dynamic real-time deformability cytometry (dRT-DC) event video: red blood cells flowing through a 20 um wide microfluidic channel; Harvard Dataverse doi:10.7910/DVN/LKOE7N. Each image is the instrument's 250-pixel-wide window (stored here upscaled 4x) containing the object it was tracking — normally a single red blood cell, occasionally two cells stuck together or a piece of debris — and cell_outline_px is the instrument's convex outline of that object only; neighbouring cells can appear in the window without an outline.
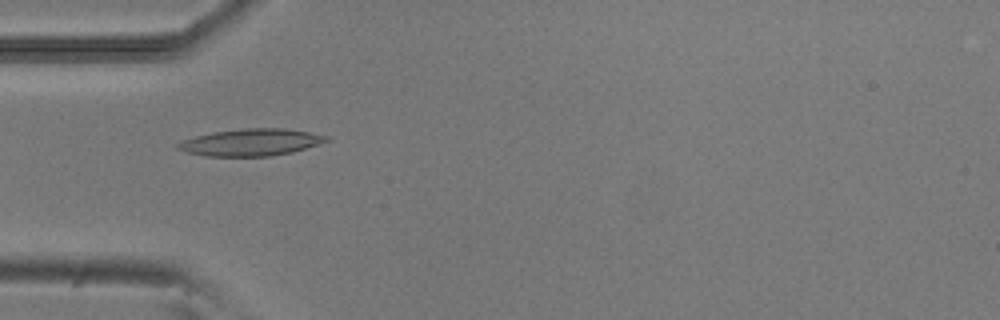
{"species": "common noctule bat (a hibernating species)", "species_latin": "Nyctalus noctula", "temperature_condition": "room temperature", "stored_images_in_passage": 7, "camera_frame_rate_fps": 3000, "um_per_image_px": 0.085, "animal": {"sex": "male", "body_mass_g": 20.5, "forearm_length_mm": 52.5}, "frame": {"image": 1, "passage_image": 4, "time_ms": 1.0, "image_size_px": [1000, 320], "cell_outline_px": [[332, 140], [292, 152], [272, 156], [204, 156], [184, 152], [176, 148], [176, 144], [184, 140], [196, 136], [212, 132], [244, 128], [284, 128], [308, 132], [328, 136]], "centroid_in_image_um": [21.33, 12.1], "position_along_channel_um": 63.7, "area_um2": 23.41}}
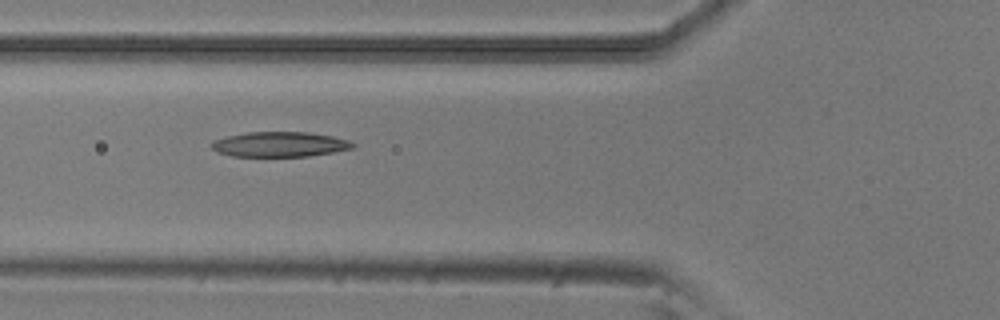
{"frame": {"image": 2, "passage_image": 5, "time_ms": 1.333, "image_size_px": [1000, 320], "cell_outline_px": [[356, 144], [352, 148], [332, 152], [308, 156], [232, 156], [216, 152], [212, 148], [212, 140], [228, 136], [248, 132], [308, 132], [332, 136], [348, 140]], "centroid_in_image_um": [23.76, 12.26], "position_along_channel_um": 102.0, "area_um2": 20.46}}
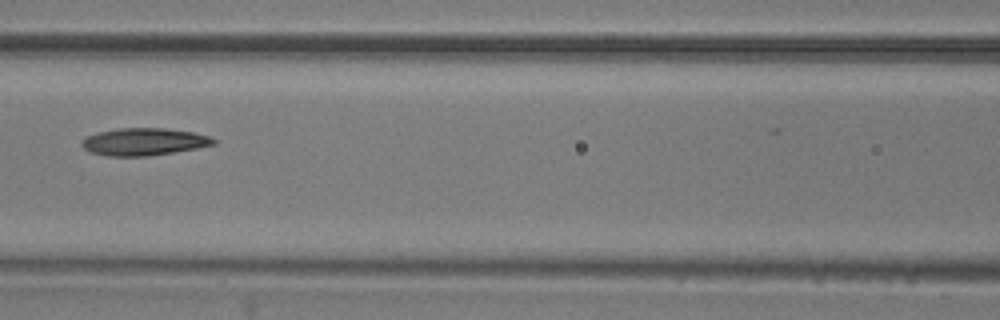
{"frame": {"image": 3, "passage_image": 6, "time_ms": 1.667, "image_size_px": [1000, 320], "cell_outline_px": [[216, 144], [196, 148], [148, 156], [108, 156], [88, 152], [80, 144], [88, 136], [100, 132], [120, 128], [164, 128], [192, 132], [208, 136], [216, 140]], "centroid_in_image_um": [12.23, 12.05], "position_along_channel_um": 154.4, "area_um2": 20.75}}